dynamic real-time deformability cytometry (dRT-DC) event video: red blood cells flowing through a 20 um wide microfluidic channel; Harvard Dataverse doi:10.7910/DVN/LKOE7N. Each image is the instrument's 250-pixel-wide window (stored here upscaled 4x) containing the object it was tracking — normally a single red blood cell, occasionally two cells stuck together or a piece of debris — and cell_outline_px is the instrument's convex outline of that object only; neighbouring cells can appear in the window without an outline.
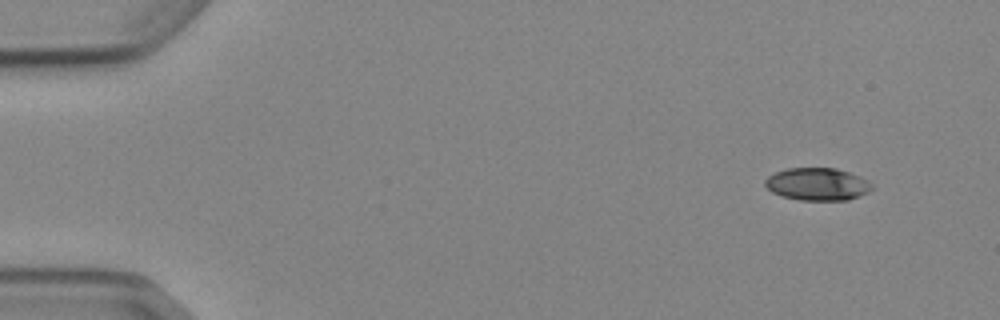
{"species": "Egyptian fruit bat (a non-hibernating species)", "species_latin": "Rousettus aegyptiacus", "temperature_condition": "cold", "stored_images_in_passage": 4, "camera_frame_rate_fps": 3000, "um_per_image_px": 0.085, "animal": {"sex": "female"}, "frame": {"image": 1, "passage_image": 1, "time_ms": 0.0, "image_size_px": [1000, 320], "cell_outline_px": [[872, 188], [868, 192], [860, 196], [848, 200], [800, 200], [780, 196], [772, 192], [764, 184], [764, 180], [768, 176], [776, 172], [788, 168], [836, 168], [860, 176], [868, 180], [872, 184]], "centroid_in_image_um": [69.48, 15.66], "position_along_channel_um": 15.5, "area_um2": 20.35}}
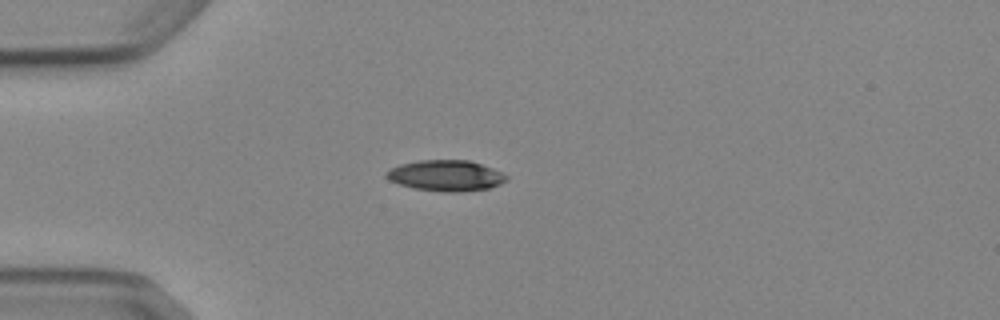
{"frame": {"image": 2, "passage_image": 4, "time_ms": 3.333, "image_size_px": [1000, 320], "cell_outline_px": [[508, 180], [500, 184], [488, 188], [460, 192], [440, 192], [412, 188], [388, 180], [384, 176], [384, 172], [400, 164], [420, 160], [468, 160], [492, 168], [508, 176]], "centroid_in_image_um": [37.87, 14.93], "position_along_channel_um": 47.1, "area_um2": 21.68}}